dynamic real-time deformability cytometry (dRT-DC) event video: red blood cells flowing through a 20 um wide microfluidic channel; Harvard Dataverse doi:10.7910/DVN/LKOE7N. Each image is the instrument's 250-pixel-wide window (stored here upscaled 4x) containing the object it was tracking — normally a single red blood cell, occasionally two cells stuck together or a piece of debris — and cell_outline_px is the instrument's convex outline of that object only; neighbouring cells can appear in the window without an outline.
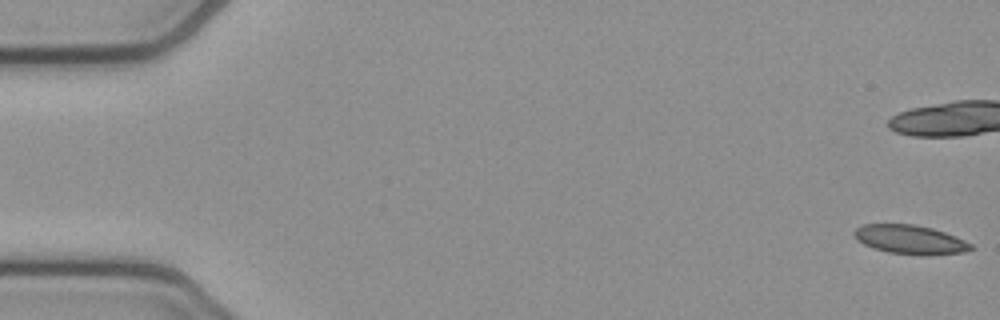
{"species": "common noctule bat (a hibernating species)", "species_latin": "Nyctalus noctula", "temperature_condition": "cold", "stored_images_in_passage": 55, "camera_frame_rate_fps": 3000, "um_per_image_px": 0.085, "animal": {"sex": "female", "body_mass_g": 21.9}, "frame": {"image": 1, "passage_image": 1, "time_ms": 0.0, "image_size_px": [1000, 320], "cell_outline_px": [[976, 248], [964, 252], [924, 256], [920, 256], [888, 252], [872, 248], [864, 244], [852, 232], [856, 228], [864, 224], [912, 224], [932, 228], [956, 236], [972, 244]], "centroid_in_image_um": [77.4, 20.38], "position_along_channel_um": 7.6, "area_um2": 19.83}, "authors_computed_cell_mechanics": {"area_um2": 20.2878, "velocity_mm_per_s": 3.8227, "shape_relaxation_time_tau1_ms": null, "shape_relaxation_time_tau2_ms": 3.0241, "deformation_change_tau1": null, "deformation_change_tau2": 0.0808}}